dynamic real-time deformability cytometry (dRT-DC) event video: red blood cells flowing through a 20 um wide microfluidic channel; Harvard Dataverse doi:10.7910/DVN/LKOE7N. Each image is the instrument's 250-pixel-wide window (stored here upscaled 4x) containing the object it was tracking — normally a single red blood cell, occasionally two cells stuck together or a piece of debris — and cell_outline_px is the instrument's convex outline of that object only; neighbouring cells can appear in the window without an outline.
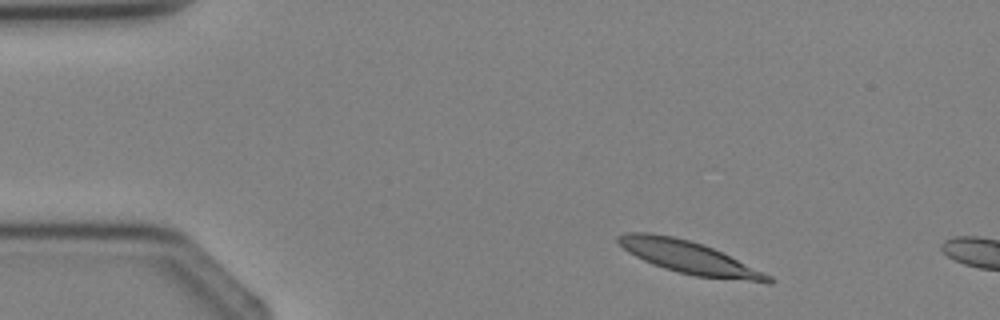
{"species": "Egyptian fruit bat (a non-hibernating species)", "species_latin": "Rousettus aegyptiacus", "temperature_condition": "cold", "stored_images_in_passage": 2, "camera_frame_rate_fps": 3000, "um_per_image_px": 0.085, "animal": {"sex": "female"}, "frame": {"image": 1, "passage_image": 1, "time_ms": 0.0, "image_size_px": [1000, 320], "cell_outline_px": [[776, 280], [772, 284], [768, 284], [696, 276], [664, 268], [652, 264], [628, 252], [616, 240], [616, 236], [624, 232], [648, 232], [672, 236], [704, 244], [764, 272], [772, 276]], "centroid_in_image_um": [58.62, 21.9], "position_along_channel_um": 26.4, "area_um2": 28.5}}